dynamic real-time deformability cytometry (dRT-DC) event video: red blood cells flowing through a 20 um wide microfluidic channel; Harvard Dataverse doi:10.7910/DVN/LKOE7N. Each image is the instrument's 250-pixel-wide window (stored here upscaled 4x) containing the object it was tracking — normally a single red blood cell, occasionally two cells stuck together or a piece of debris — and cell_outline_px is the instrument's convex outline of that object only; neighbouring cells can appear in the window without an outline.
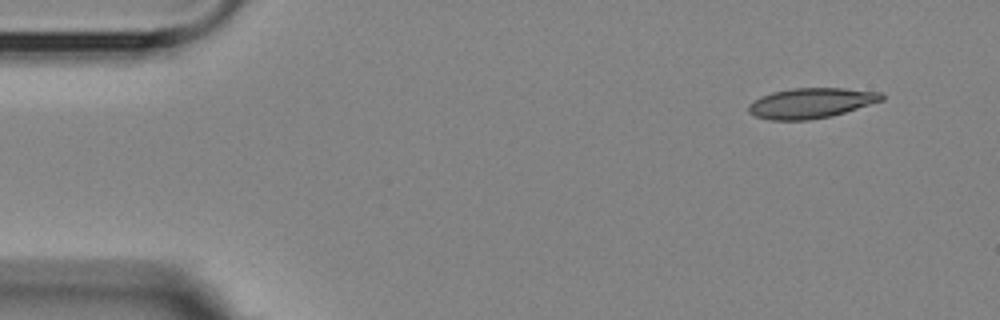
{"species": "Egyptian fruit bat (a non-hibernating species)", "species_latin": "Rousettus aegyptiacus", "temperature_condition": "room temperature", "stored_images_in_passage": 4, "camera_frame_rate_fps": 3000, "um_per_image_px": 0.085, "animal": {"sex": "female"}, "frame": {"image": 1, "passage_image": 1, "time_ms": 0.0, "image_size_px": [1000, 320], "cell_outline_px": [[884, 100], [832, 116], [808, 120], [768, 120], [756, 116], [748, 112], [748, 104], [760, 96], [772, 92], [792, 88], [844, 88], [880, 92], [884, 96]], "centroid_in_image_um": [68.92, 8.76], "position_along_channel_um": 16.1, "area_um2": 23.52}}
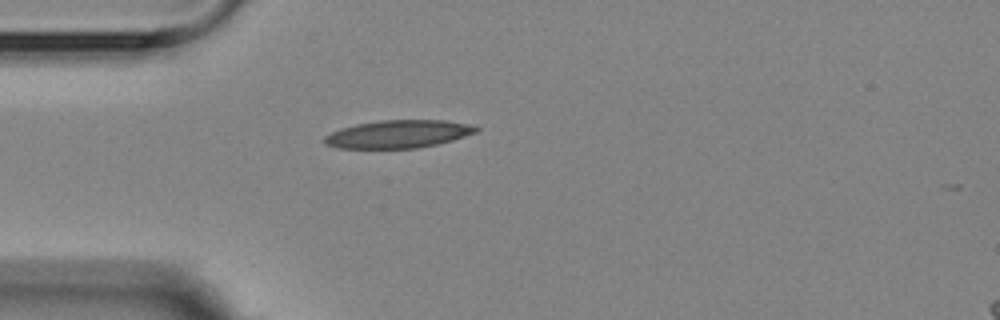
{"frame": {"image": 2, "passage_image": 4, "time_ms": 3.333, "image_size_px": [1000, 320], "cell_outline_px": [[480, 128], [476, 132], [452, 140], [436, 144], [416, 148], [340, 148], [324, 144], [324, 136], [340, 128], [356, 124], [380, 120], [444, 120], [476, 124]], "centroid_in_image_um": [33.88, 11.38], "position_along_channel_um": 51.1, "area_um2": 24.68}}